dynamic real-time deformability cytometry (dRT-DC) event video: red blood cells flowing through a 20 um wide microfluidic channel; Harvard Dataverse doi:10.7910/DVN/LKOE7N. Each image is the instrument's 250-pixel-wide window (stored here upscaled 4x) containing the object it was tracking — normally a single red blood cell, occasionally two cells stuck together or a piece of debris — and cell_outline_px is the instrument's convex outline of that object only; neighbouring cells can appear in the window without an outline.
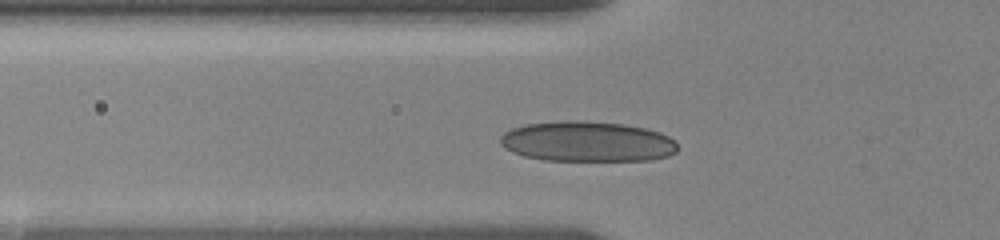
{"species": "human", "species_latin": "Homo sapiens", "temperature_condition": "room temperature", "stored_images_in_passage": 26, "camera_frame_rate_fps": 3000, "um_per_image_px": 0.085, "donor": {"sex": "female"}, "frame": {"image": 1, "passage_image": 5, "time_ms": 2.667, "image_size_px": [1000, 240], "cell_outline_px": [[676, 152], [668, 156], [648, 160], [544, 160], [524, 156], [512, 152], [504, 148], [500, 144], [500, 136], [504, 132], [512, 128], [528, 124], [568, 120], [572, 120], [624, 124], [644, 128], [660, 132], [676, 140]], "centroid_in_image_um": [49.9, 12.03], "position_along_channel_um": 75.9, "area_um2": 41.56}}
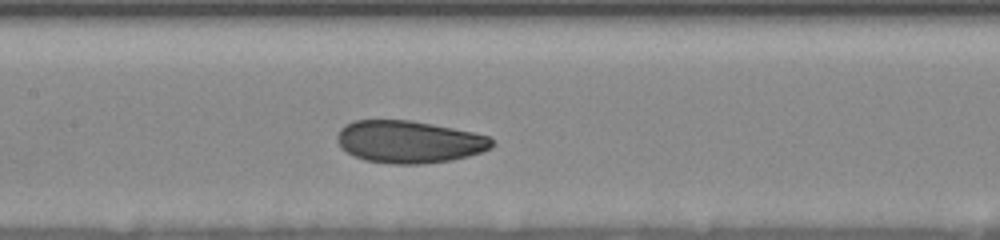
{"frame": {"image": 2, "passage_image": 14, "time_ms": 5.333, "image_size_px": [1000, 240], "cell_outline_px": [[496, 144], [492, 148], [468, 156], [452, 160], [424, 164], [392, 164], [364, 160], [352, 156], [340, 148], [336, 140], [336, 136], [340, 128], [344, 124], [352, 120], [412, 120], [472, 132], [488, 136]], "centroid_in_image_um": [34.72, 12.06], "position_along_channel_um": 172.7, "area_um2": 38.61}}
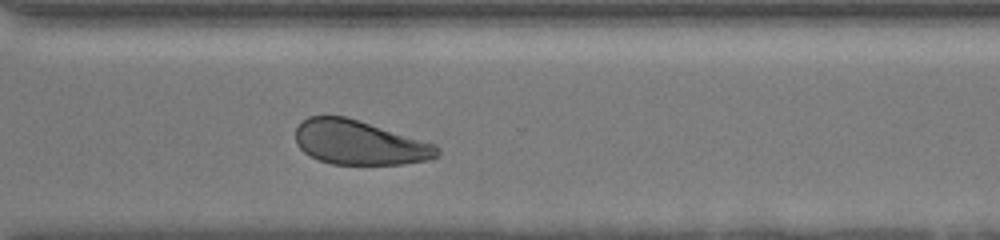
{"frame": {"image": 3, "passage_image": 26, "time_ms": 10.0, "image_size_px": [1000, 240], "cell_outline_px": [[440, 156], [428, 160], [404, 164], [332, 164], [320, 160], [304, 152], [300, 148], [296, 140], [296, 128], [308, 116], [348, 116], [436, 144], [440, 148]], "centroid_in_image_um": [30.6, 12.12], "position_along_channel_um": 340.0, "area_um2": 36.7}}